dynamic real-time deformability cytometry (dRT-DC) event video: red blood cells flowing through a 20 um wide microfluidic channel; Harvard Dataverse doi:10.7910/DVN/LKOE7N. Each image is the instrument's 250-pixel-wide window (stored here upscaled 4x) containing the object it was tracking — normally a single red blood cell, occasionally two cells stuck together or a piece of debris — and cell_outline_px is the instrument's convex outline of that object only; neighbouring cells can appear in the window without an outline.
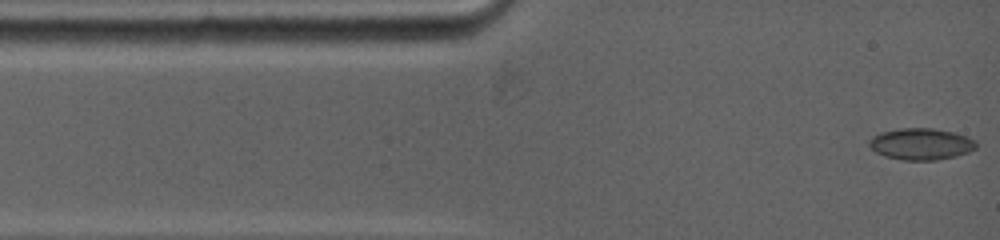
{"species": "common noctule bat (a hibernating species)", "species_latin": "Nyctalus noctula", "temperature_condition": "warm", "stored_images_in_passage": 88, "camera_frame_rate_fps": 5000, "um_per_image_px": 0.085, "animal": {"sex": "female", "body_mass_g": 19.0, "forearm_length_mm": 53.3}, "frame": {"image": 1, "passage_image": 1, "time_ms": 0.0, "image_size_px": [1000, 240], "cell_outline_px": [[976, 148], [968, 152], [956, 156], [936, 160], [904, 160], [884, 156], [876, 152], [868, 144], [868, 140], [872, 136], [880, 132], [900, 128], [932, 128], [952, 132], [968, 136], [976, 140]], "centroid_in_image_um": [78.28, 12.23], "position_along_channel_um": 6.7, "area_um2": 19.77}}
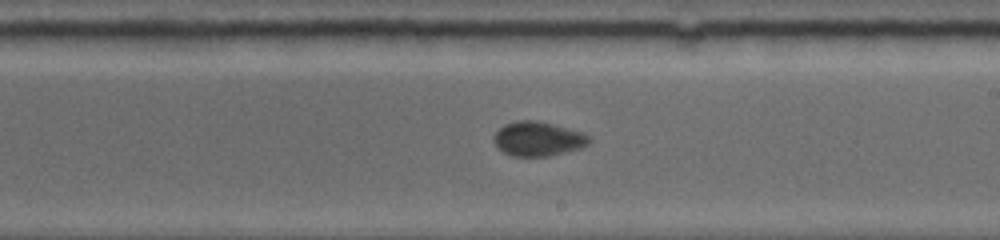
{"frame": {"image": 2, "passage_image": 29, "time_ms": 7.4, "image_size_px": [1000, 240], "cell_outline_px": [[592, 140], [588, 144], [580, 148], [548, 156], [512, 156], [496, 148], [492, 140], [492, 136], [504, 124], [516, 120], [536, 120], [584, 132], [592, 136]], "centroid_in_image_um": [45.72, 11.79], "position_along_channel_um": 243.3, "area_um2": 19.36}}
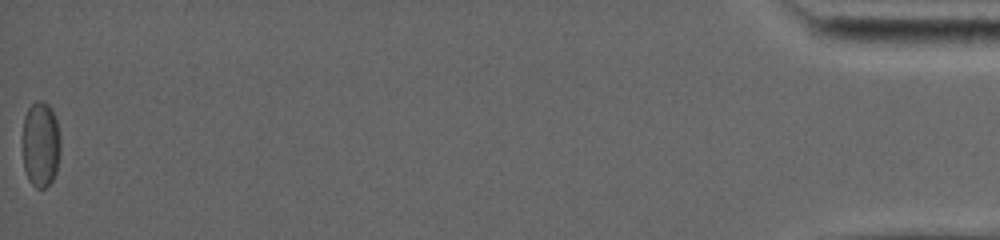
{"frame": {"image": 3, "passage_image": 88, "time_ms": 16.6, "image_size_px": [1000, 240], "cell_outline_px": [[60, 152], [56, 172], [52, 180], [44, 188], [36, 188], [28, 180], [24, 168], [24, 116], [28, 108], [36, 100], [44, 100], [52, 108], [56, 120], [60, 136]], "centroid_in_image_um": [3.48, 12.25], "position_along_channel_um": 431.7, "area_um2": 18.9}, "authors_computed_cell_mechanics": {"area_um2": 18.9295, "velocity_mm_per_s": 3.8433, "shape_relaxation_time_tau1_ms": null, "shape_relaxation_time_tau2_ms": 0.9022, "deformation_change_tau1": null, "deformation_change_tau2": 0.0439}}